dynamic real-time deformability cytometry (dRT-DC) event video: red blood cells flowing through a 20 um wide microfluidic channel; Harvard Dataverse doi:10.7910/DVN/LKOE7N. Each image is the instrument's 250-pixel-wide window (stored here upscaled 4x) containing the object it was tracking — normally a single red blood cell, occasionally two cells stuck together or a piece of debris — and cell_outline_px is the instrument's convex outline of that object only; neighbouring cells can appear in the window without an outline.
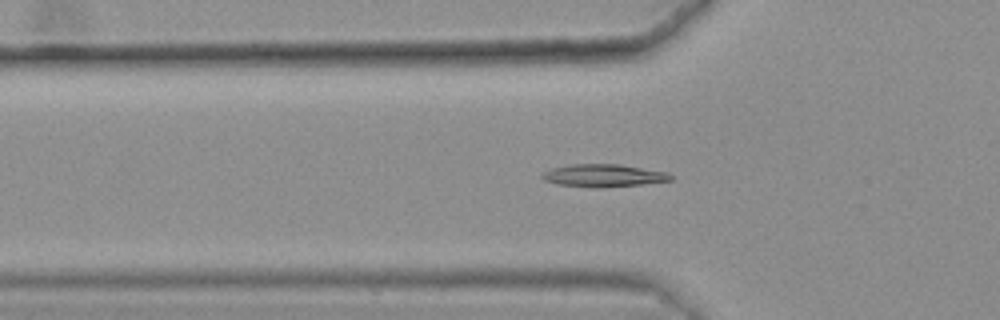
{"species": "common noctule bat (a hibernating species)", "species_latin": "Nyctalus noctula", "temperature_condition": "warm", "stored_images_in_passage": 41, "camera_frame_rate_fps": 3000, "um_per_image_px": 0.085, "animal": {"sex": "female", "body_mass_g": 25.1}, "frame": {"image": 1, "passage_image": 11, "time_ms": 3.333, "image_size_px": [1000, 320], "cell_outline_px": [[672, 180], [640, 184], [596, 188], [556, 184], [544, 180], [540, 176], [544, 172], [552, 168], [568, 164], [620, 164], [668, 172], [672, 176]], "centroid_in_image_um": [51.27, 14.91], "position_along_channel_um": 74.5, "area_um2": 16.94}}
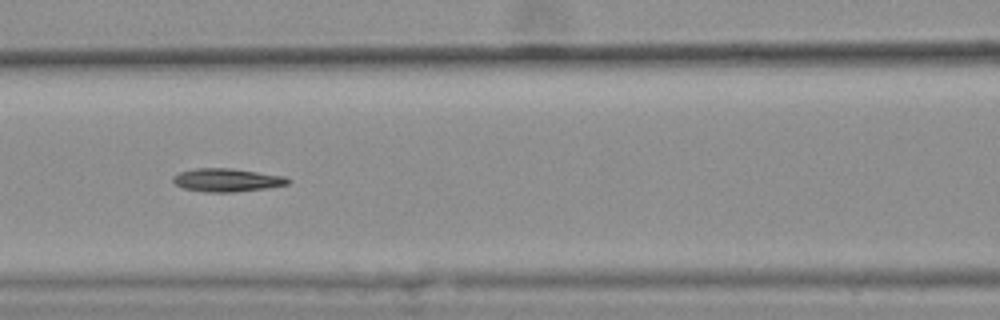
{"frame": {"image": 2, "passage_image": 17, "time_ms": 5.333, "image_size_px": [1000, 320], "cell_outline_px": [[292, 180], [288, 184], [264, 188], [232, 192], [208, 192], [184, 188], [176, 184], [172, 180], [172, 176], [180, 172], [196, 168], [232, 168], [284, 176]], "centroid_in_image_um": [19.28, 15.29], "position_along_channel_um": 147.3, "area_um2": 15.37}}
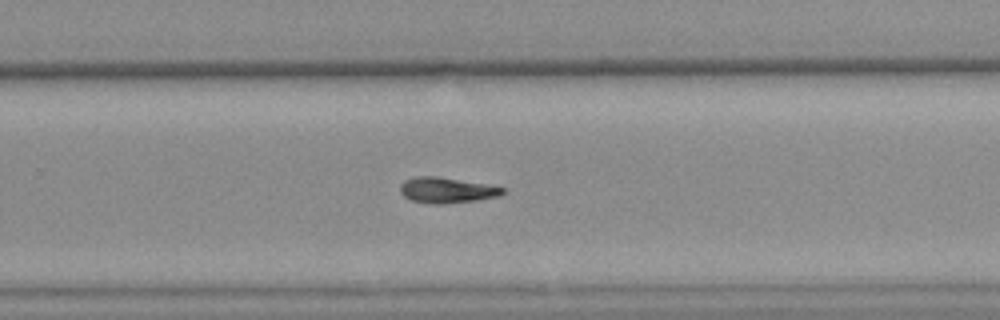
{"frame": {"image": 3, "passage_image": 29, "time_ms": 9.333, "image_size_px": [1000, 320], "cell_outline_px": [[504, 192], [500, 196], [476, 200], [440, 204], [432, 204], [412, 200], [404, 196], [400, 192], [400, 184], [404, 180], [416, 176], [436, 176], [484, 184], [504, 188]], "centroid_in_image_um": [37.93, 16.16], "position_along_channel_um": 291.9, "area_um2": 15.09}}